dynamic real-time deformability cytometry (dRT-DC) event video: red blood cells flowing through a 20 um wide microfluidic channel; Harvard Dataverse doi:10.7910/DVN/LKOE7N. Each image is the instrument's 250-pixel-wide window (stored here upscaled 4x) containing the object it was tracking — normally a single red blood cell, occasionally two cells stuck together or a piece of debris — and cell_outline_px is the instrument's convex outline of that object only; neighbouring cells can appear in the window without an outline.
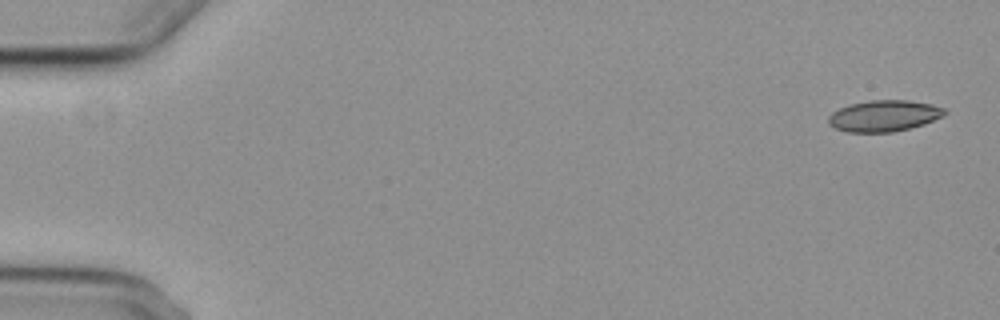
{"species": "common noctule bat (a hibernating species)", "species_latin": "Nyctalus noctula", "temperature_condition": "cold", "stored_images_in_passage": 6, "segment_of_instrument_passage": [1, 2], "camera_frame_rate_fps": 3000, "um_per_image_px": 0.085, "animal": {"sex": "female", "body_mass_g": 29.2, "forearm_length_mm": 56.3}, "frame": {"image": 1, "passage_image": 1, "time_ms": 0.0, "image_size_px": [1000, 320], "cell_outline_px": [[948, 112], [944, 116], [924, 124], [892, 132], [848, 132], [836, 128], [828, 124], [828, 116], [832, 112], [840, 108], [852, 104], [872, 100], [908, 100], [932, 104], [944, 108]], "centroid_in_image_um": [75.16, 9.84], "position_along_channel_um": 9.8, "area_um2": 21.1}}
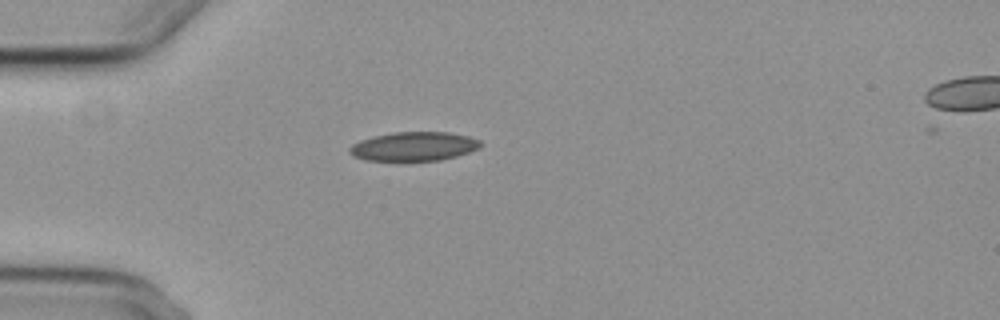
{"frame": {"image": 2, "passage_image": 5, "time_ms": 4.667, "image_size_px": [1000, 320], "cell_outline_px": [[480, 148], [456, 156], [440, 160], [404, 164], [364, 160], [352, 156], [348, 152], [348, 148], [352, 144], [360, 140], [392, 132], [448, 132], [468, 136], [480, 140]], "centroid_in_image_um": [35.11, 12.5], "position_along_channel_um": 49.9, "area_um2": 23.12}}